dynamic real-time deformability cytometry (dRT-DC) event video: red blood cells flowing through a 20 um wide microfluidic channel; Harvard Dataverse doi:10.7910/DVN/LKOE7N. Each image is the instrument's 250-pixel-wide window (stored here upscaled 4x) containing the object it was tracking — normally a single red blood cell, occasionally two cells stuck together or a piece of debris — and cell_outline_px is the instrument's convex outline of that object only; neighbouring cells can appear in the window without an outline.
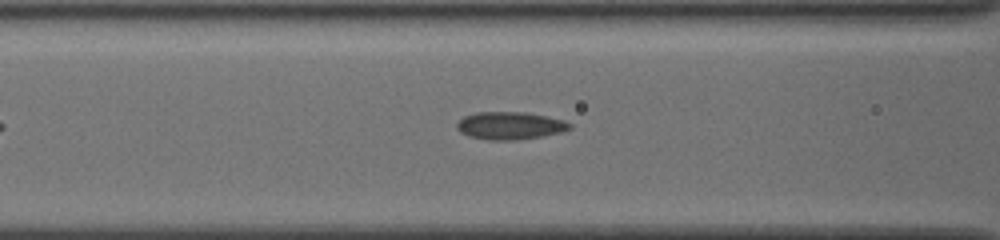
{"species": "common noctule bat (a hibernating species)", "species_latin": "Nyctalus noctula", "temperature_condition": "cold", "stored_images_in_passage": 29, "camera_frame_rate_fps": 3000, "um_per_image_px": 0.085, "animal": {"sex": "female", "body_mass_g": 19.5, "forearm_length_mm": 54.1}, "frame": {"image": 1, "passage_image": 5, "time_ms": 1.333, "image_size_px": [1000, 240], "cell_outline_px": [[572, 128], [560, 132], [540, 136], [516, 140], [488, 140], [468, 136], [460, 132], [456, 128], [456, 124], [464, 116], [476, 112], [524, 112], [564, 120], [572, 124]], "centroid_in_image_um": [43.32, 10.68], "position_along_channel_um": 123.3, "area_um2": 18.09}}
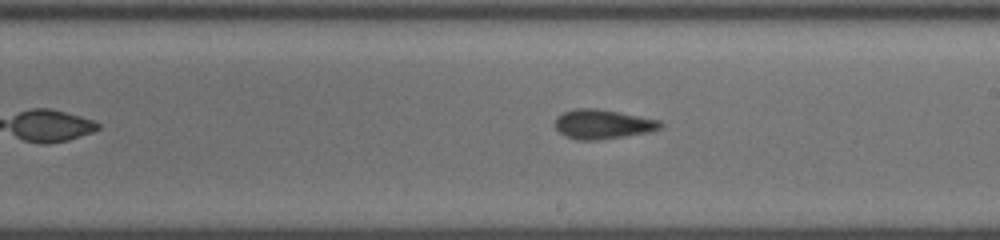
{"frame": {"image": 2, "passage_image": 14, "time_ms": 4.333, "image_size_px": [1000, 240], "cell_outline_px": [[664, 124], [660, 128], [648, 132], [624, 136], [596, 140], [576, 140], [564, 136], [556, 128], [556, 116], [564, 112], [576, 108], [596, 108], [660, 120]], "centroid_in_image_um": [51.21, 10.56], "position_along_channel_um": 237.8, "area_um2": 17.92}}
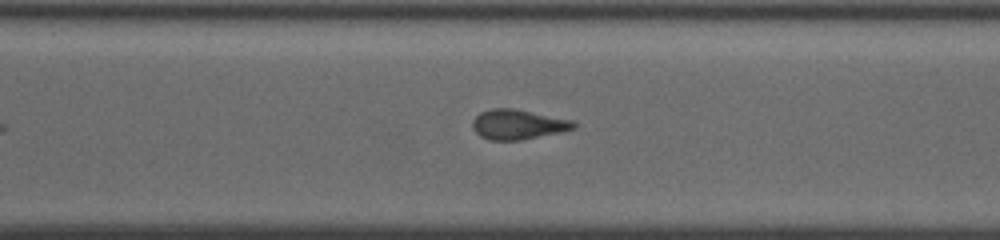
{"frame": {"image": 3, "passage_image": 21, "time_ms": 6.667, "image_size_px": [1000, 240], "cell_outline_px": [[576, 128], [560, 132], [524, 140], [488, 140], [480, 136], [472, 128], [472, 120], [480, 112], [492, 108], [516, 108], [572, 120], [576, 124]], "centroid_in_image_um": [44.01, 10.57], "position_along_channel_um": 326.6, "area_um2": 17.8}}